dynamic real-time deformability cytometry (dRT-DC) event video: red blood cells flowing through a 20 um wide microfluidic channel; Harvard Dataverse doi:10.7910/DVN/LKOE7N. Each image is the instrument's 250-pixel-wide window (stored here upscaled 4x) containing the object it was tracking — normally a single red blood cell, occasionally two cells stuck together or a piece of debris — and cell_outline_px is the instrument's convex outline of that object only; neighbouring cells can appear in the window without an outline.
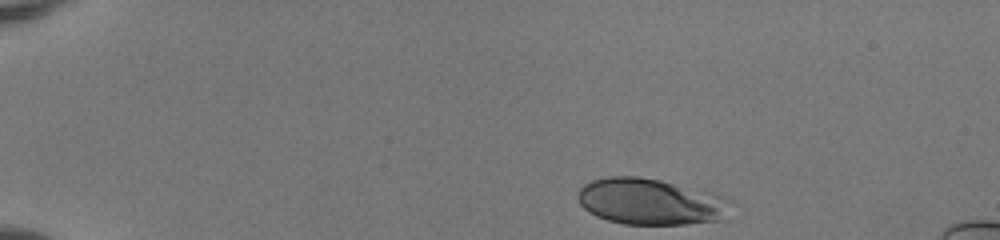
{"species": "human", "species_latin": "Homo sapiens", "temperature_condition": "room temperature", "stored_images_in_passage": 39, "camera_frame_rate_fps": 3000, "um_per_image_px": 0.085, "donor": {"sex": "female"}, "frame": {"image": 1, "passage_image": 1, "time_ms": 0.0, "image_size_px": [1000, 240], "cell_outline_px": [[736, 200], [720, 220], [684, 224], [624, 224], [608, 220], [596, 216], [588, 212], [580, 204], [576, 196], [576, 192], [584, 184], [592, 180], [608, 176], [640, 176], [660, 180], [728, 196]], "centroid_in_image_um": [55.3, 17.13], "position_along_channel_um": 29.7, "area_um2": 41.67}}
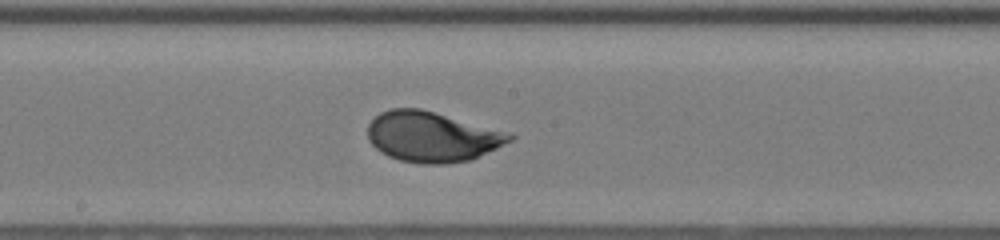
{"frame": {"image": 2, "passage_image": 22, "time_ms": 7.0, "image_size_px": [1000, 240], "cell_outline_px": [[516, 136], [512, 140], [472, 160], [444, 164], [420, 164], [400, 160], [388, 156], [380, 152], [368, 140], [368, 124], [380, 112], [392, 108], [420, 108], [512, 132]], "centroid_in_image_um": [36.75, 11.62], "position_along_channel_um": 211.5, "area_um2": 41.96}}
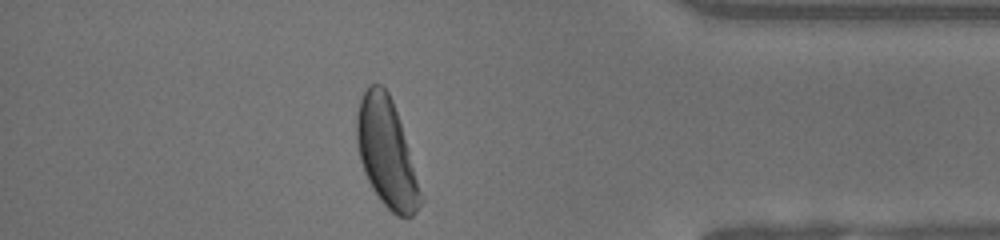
{"frame": {"image": 3, "passage_image": 38, "time_ms": 12.333, "image_size_px": [1000, 240], "cell_outline_px": [[424, 200], [416, 212], [412, 216], [396, 216], [380, 200], [372, 188], [364, 172], [360, 160], [356, 140], [356, 116], [360, 96], [368, 84], [380, 84], [388, 92], [392, 100], [408, 148]], "centroid_in_image_um": [32.83, 12.99], "position_along_channel_um": 402.4, "area_um2": 40.0}, "authors_computed_cell_mechanics": {"area_um2": 40.5756, "velocity_mm_per_s": 3.9918, "shape_relaxation_time_tau1_ms": 2.2584, "shape_relaxation_time_tau2_ms": null, "deformation_change_tau1": 0.1438, "deformation_change_tau2": null}}